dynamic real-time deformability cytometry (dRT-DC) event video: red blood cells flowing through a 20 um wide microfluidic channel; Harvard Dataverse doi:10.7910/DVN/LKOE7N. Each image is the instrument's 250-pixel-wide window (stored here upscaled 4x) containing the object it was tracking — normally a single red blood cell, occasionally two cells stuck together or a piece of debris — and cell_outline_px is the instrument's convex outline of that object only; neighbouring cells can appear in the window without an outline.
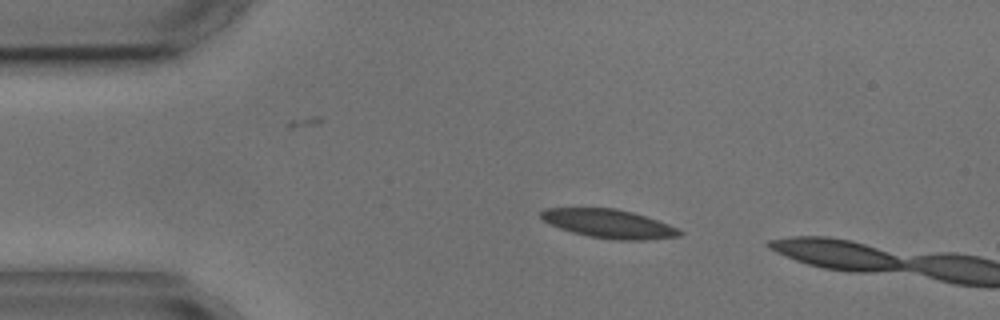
{"species": "common noctule bat (a hibernating species)", "species_latin": "Nyctalus noctula", "temperature_condition": "cold", "stored_images_in_passage": 2, "camera_frame_rate_fps": 3000, "um_per_image_px": 0.085, "animal": {"sex": "male", "body_mass_g": 17.9, "forearm_length_mm": 54.2}, "frame": {"image": 1, "passage_image": 1, "time_ms": 0.0, "image_size_px": [1000, 320], "cell_outline_px": [[684, 232], [680, 236], [644, 240], [616, 240], [588, 236], [572, 232], [560, 228], [544, 220], [540, 216], [540, 212], [544, 208], [616, 208], [632, 212], [668, 224]], "centroid_in_image_um": [51.75, 19.01], "position_along_channel_um": 33.2, "area_um2": 22.95}}